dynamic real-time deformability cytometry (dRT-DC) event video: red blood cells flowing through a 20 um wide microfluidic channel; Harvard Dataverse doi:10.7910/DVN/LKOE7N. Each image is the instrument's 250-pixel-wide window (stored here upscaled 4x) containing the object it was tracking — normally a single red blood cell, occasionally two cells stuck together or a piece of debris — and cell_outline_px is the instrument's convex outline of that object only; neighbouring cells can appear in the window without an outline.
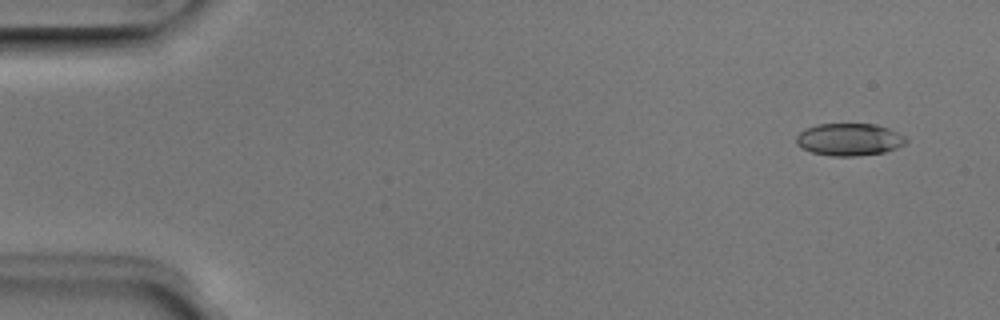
{"species": "Egyptian fruit bat (a non-hibernating species)", "species_latin": "Rousettus aegyptiacus", "temperature_condition": "room temperature", "stored_images_in_passage": 4, "camera_frame_rate_fps": 3000, "um_per_image_px": 0.085, "animal": {"sex": "male"}, "frame": {"image": 1, "passage_image": 1, "time_ms": 0.0, "image_size_px": [1000, 320], "cell_outline_px": [[908, 140], [904, 144], [896, 148], [884, 152], [852, 156], [832, 156], [812, 152], [800, 148], [796, 144], [796, 136], [804, 128], [816, 124], [876, 124], [888, 128], [908, 136]], "centroid_in_image_um": [72.18, 11.84], "position_along_channel_um": 12.8, "area_um2": 20.87}}
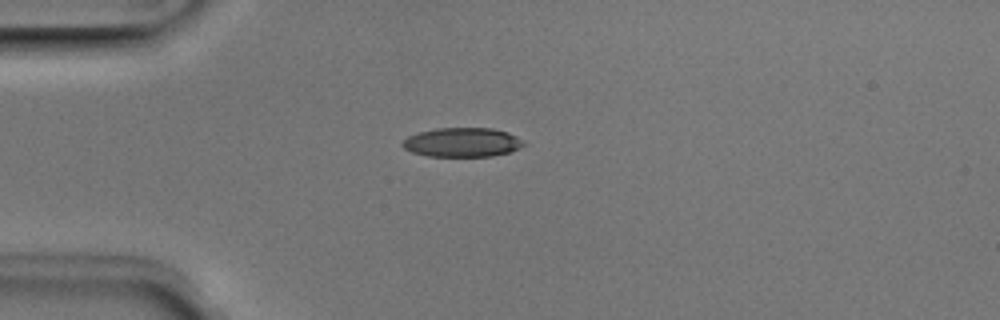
{"frame": {"image": 2, "passage_image": 3, "time_ms": 0.667, "image_size_px": [1000, 320], "cell_outline_px": [[528, 144], [512, 152], [492, 156], [428, 156], [412, 152], [404, 148], [400, 144], [408, 136], [420, 132], [436, 128], [492, 128], [508, 132], [524, 140]], "centroid_in_image_um": [39.35, 12.1], "position_along_channel_um": 45.7, "area_um2": 20.81}}